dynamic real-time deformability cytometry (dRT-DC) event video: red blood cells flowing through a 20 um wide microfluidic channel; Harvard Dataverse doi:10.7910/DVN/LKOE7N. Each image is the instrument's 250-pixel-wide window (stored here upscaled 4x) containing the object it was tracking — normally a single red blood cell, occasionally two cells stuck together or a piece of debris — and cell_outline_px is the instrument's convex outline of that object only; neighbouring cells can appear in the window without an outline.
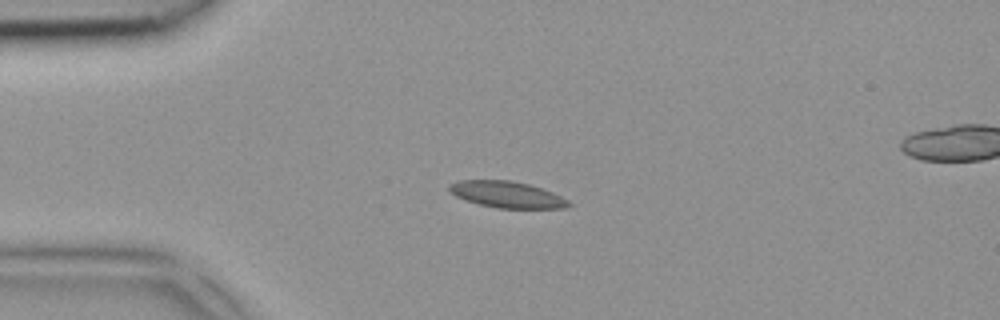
{"species": "common noctule bat (a hibernating species)", "species_latin": "Nyctalus noctula", "temperature_condition": "room temperature", "stored_images_in_passage": 4, "camera_frame_rate_fps": 3000, "um_per_image_px": 0.085, "animal": {"sex": "female", "body_mass_g": 18.4}, "frame": {"image": 1, "passage_image": 2, "time_ms": 0.333, "image_size_px": [1000, 320], "cell_outline_px": [[572, 204], [564, 208], [496, 208], [480, 204], [456, 196], [448, 188], [448, 184], [460, 180], [512, 180], [528, 184], [552, 192], [568, 200]], "centroid_in_image_um": [43.09, 16.53], "position_along_channel_um": 41.9, "area_um2": 18.15}}